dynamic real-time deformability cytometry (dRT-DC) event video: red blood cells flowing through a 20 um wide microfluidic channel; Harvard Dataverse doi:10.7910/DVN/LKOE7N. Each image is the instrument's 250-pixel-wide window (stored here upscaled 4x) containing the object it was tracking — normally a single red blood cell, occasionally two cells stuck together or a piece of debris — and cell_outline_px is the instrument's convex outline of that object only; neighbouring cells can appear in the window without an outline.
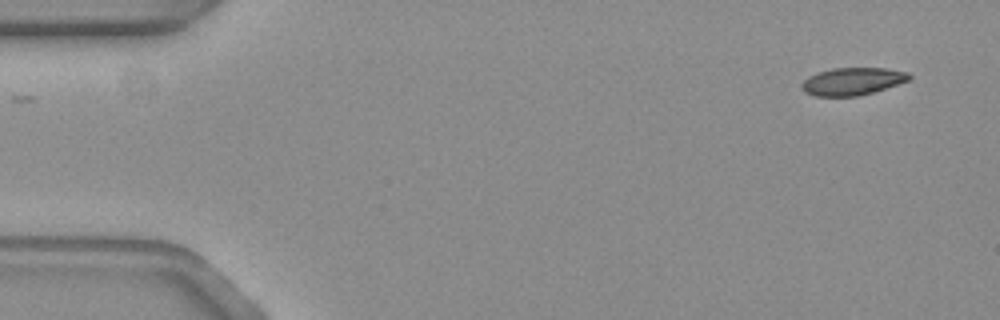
{"species": "common noctule bat (a hibernating species)", "species_latin": "Nyctalus noctula", "temperature_condition": "warm", "stored_images_in_passage": 55, "camera_frame_rate_fps": 3000, "um_per_image_px": 0.085, "animal": {"sex": "female", "body_mass_g": 19.3, "forearm_length_mm": 54.1}, "frame": {"image": 1, "passage_image": 1, "time_ms": 0.0, "image_size_px": [1000, 320], "cell_outline_px": [[912, 76], [908, 80], [872, 92], [856, 96], [816, 96], [804, 92], [800, 88], [800, 84], [808, 76], [816, 72], [832, 68], [884, 68], [908, 72]], "centroid_in_image_um": [72.39, 6.91], "position_along_channel_um": 12.6, "area_um2": 17.17}}
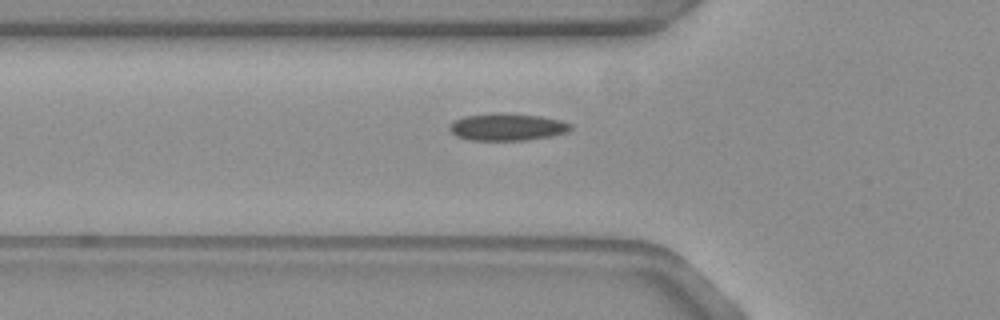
{"frame": {"image": 2, "passage_image": 17, "time_ms": 5.333, "image_size_px": [1000, 320], "cell_outline_px": [[572, 128], [568, 132], [548, 136], [524, 140], [468, 140], [456, 136], [448, 128], [448, 124], [452, 120], [464, 116], [500, 112], [540, 116], [560, 120], [572, 124]], "centroid_in_image_um": [43.06, 10.78], "position_along_channel_um": 82.7, "area_um2": 19.31}}
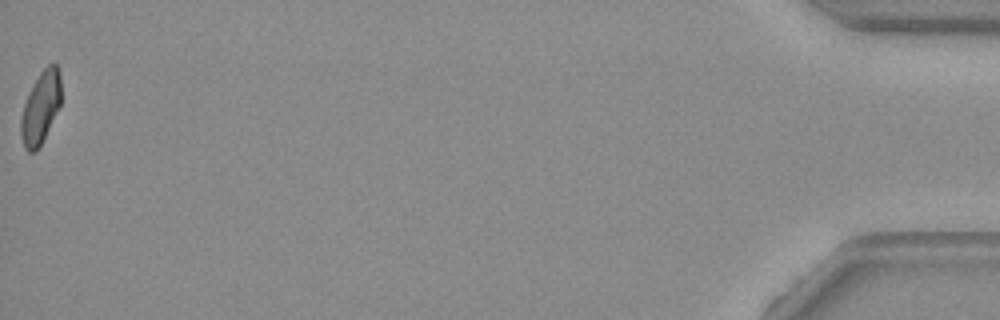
{"frame": {"image": 3, "passage_image": 55, "time_ms": 18.0, "image_size_px": [1000, 320], "cell_outline_px": [[60, 104], [36, 152], [28, 152], [24, 148], [20, 132], [20, 120], [24, 104], [28, 92], [32, 84], [40, 72], [48, 64], [56, 64], [60, 72]], "centroid_in_image_um": [3.42, 9.12], "position_along_channel_um": 431.8, "area_um2": 16.65}, "authors_computed_cell_mechanics": {"area_um2": 18.2648, "velocity_mm_per_s": 3.5904, "shape_relaxation_time_tau1_ms": null, "shape_relaxation_time_tau2_ms": 1.4934, "deformation_change_tau1": null, "deformation_change_tau2": 0.0631}}